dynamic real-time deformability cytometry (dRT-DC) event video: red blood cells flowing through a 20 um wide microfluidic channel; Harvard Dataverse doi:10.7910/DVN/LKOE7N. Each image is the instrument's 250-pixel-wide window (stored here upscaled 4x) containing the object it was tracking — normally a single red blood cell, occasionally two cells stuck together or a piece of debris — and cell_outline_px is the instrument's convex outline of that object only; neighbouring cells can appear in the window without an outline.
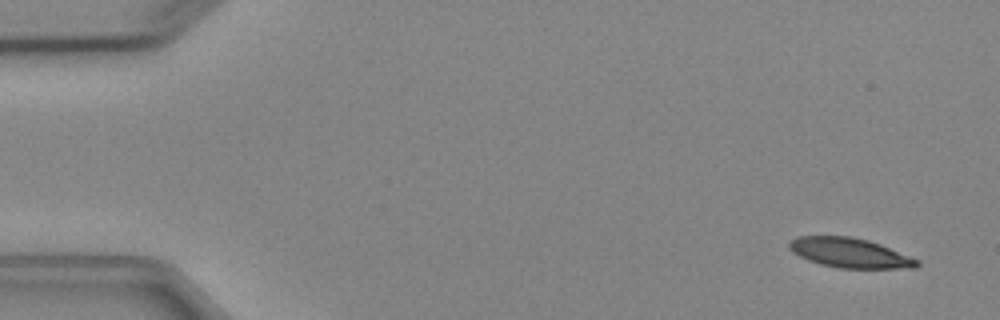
{"species": "Egyptian fruit bat (a non-hibernating species)", "species_latin": "Rousettus aegyptiacus", "temperature_condition": "cold", "stored_images_in_passage": 5, "camera_frame_rate_fps": 3000, "um_per_image_px": 0.085, "animal": {"sex": "female"}, "frame": {"image": 1, "passage_image": 1, "time_ms": 0.0, "image_size_px": [1000, 320], "cell_outline_px": [[920, 264], [916, 268], [840, 268], [820, 264], [808, 260], [792, 252], [788, 248], [788, 240], [796, 236], [852, 236], [868, 240], [880, 244], [920, 260]], "centroid_in_image_um": [72.21, 21.48], "position_along_channel_um": 12.8, "area_um2": 22.25}}
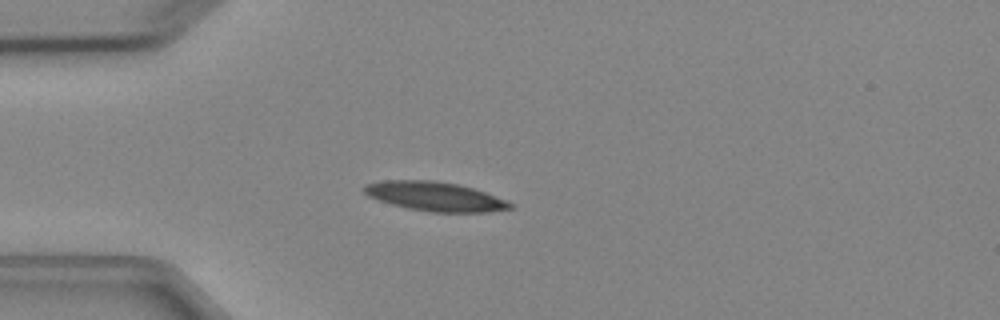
{"frame": {"image": 2, "passage_image": 4, "time_ms": 3.667, "image_size_px": [1000, 320], "cell_outline_px": [[512, 208], [488, 212], [432, 212], [408, 208], [392, 204], [368, 196], [360, 188], [364, 184], [384, 180], [436, 180], [460, 184], [484, 192], [504, 200], [512, 204]], "centroid_in_image_um": [36.91, 16.68], "position_along_channel_um": 48.1, "area_um2": 24.74}}